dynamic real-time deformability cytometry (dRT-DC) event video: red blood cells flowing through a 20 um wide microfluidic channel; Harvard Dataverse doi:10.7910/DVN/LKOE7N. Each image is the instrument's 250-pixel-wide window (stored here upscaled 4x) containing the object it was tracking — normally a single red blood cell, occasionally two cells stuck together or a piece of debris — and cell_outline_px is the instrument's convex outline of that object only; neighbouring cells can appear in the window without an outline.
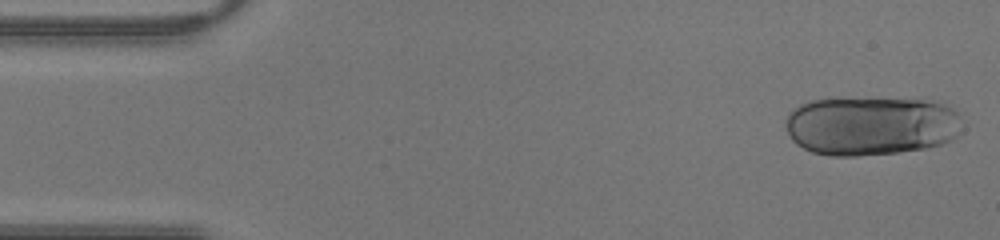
{"species": "human", "species_latin": "Homo sapiens", "temperature_condition": "warm", "stored_images_in_passage": 41, "camera_frame_rate_fps": 3000, "um_per_image_px": 0.085, "donor": {"sex": "male"}, "frame": {"image": 1, "passage_image": 1, "time_ms": 0.0, "image_size_px": [1000, 240], "cell_outline_px": [[964, 128], [952, 140], [928, 148], [896, 152], [856, 156], [832, 156], [812, 152], [796, 144], [792, 140], [788, 132], [788, 112], [800, 104], [808, 100], [924, 96], [944, 104], [952, 108], [960, 116]], "centroid_in_image_um": [74.13, 10.65], "position_along_channel_um": 10.9, "area_um2": 62.25}}
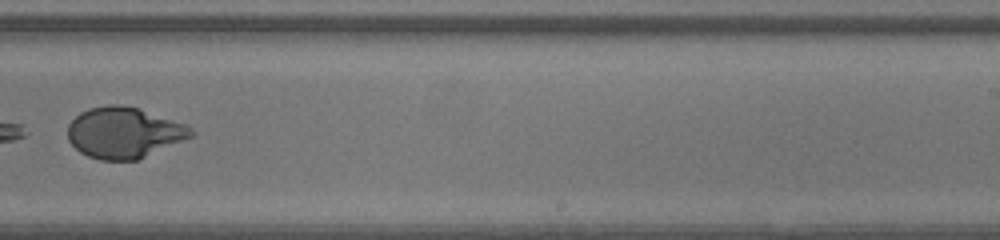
{"frame": {"image": 2, "passage_image": 26, "time_ms": 8.333, "image_size_px": [1000, 240], "cell_outline_px": [[196, 132], [192, 136], [136, 160], [100, 160], [88, 156], [80, 152], [68, 140], [68, 124], [80, 112], [88, 108], [108, 104], [120, 104], [140, 108], [188, 124]], "centroid_in_image_um": [10.54, 11.25], "position_along_channel_um": 278.5, "area_um2": 36.76}}
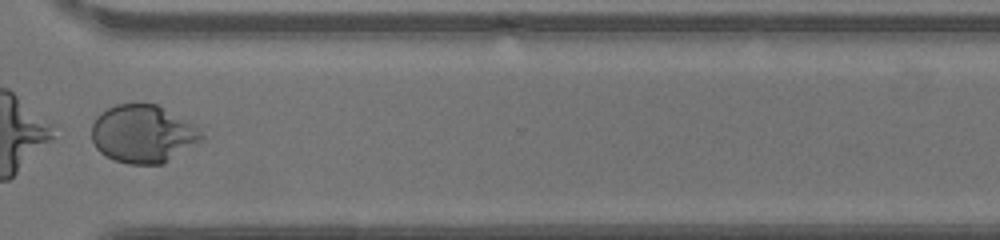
{"frame": {"image": 3, "passage_image": 31, "time_ms": 10.0, "image_size_px": [1000, 240], "cell_outline_px": [[204, 136], [200, 140], [164, 164], [128, 164], [112, 160], [104, 156], [96, 148], [92, 140], [92, 124], [96, 116], [108, 108], [116, 104], [156, 104], [192, 124]], "centroid_in_image_um": [12.08, 11.4], "position_along_channel_um": 358.5, "area_um2": 36.7}}